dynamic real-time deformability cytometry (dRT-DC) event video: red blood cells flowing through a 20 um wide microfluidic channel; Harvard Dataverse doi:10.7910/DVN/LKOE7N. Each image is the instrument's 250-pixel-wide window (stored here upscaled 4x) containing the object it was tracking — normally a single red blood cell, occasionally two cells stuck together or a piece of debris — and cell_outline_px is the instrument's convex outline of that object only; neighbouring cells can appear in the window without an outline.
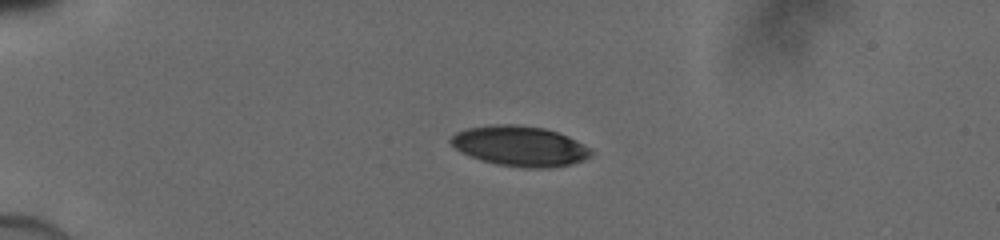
{"species": "human", "species_latin": "Homo sapiens", "temperature_condition": "cold", "stored_images_in_passage": 38, "camera_frame_rate_fps": 3000, "um_per_image_px": 0.085, "donor": {"sex": "male"}, "frame": {"image": 1, "passage_image": 1, "time_ms": 0.0, "image_size_px": [1000, 240], "cell_outline_px": [[592, 152], [584, 160], [572, 164], [548, 168], [520, 168], [496, 164], [480, 160], [460, 152], [448, 140], [456, 132], [468, 128], [496, 124], [516, 124], [544, 128], [568, 136], [588, 148]], "centroid_in_image_um": [44.15, 12.42], "position_along_channel_um": 40.8, "area_um2": 32.77}}
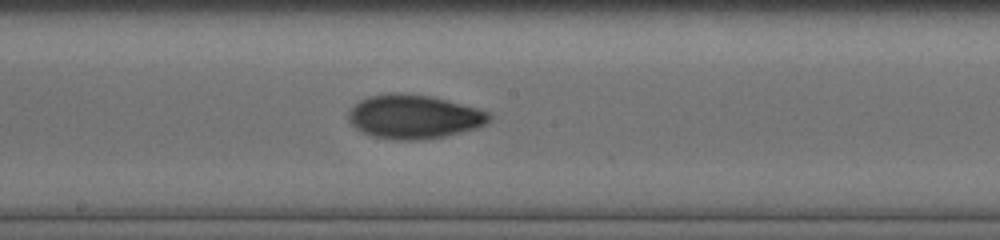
{"frame": {"image": 2, "passage_image": 17, "time_ms": 5.333, "image_size_px": [1000, 240], "cell_outline_px": [[492, 116], [488, 124], [476, 128], [444, 136], [420, 140], [396, 140], [372, 136], [356, 128], [348, 120], [348, 112], [360, 100], [368, 96], [388, 92], [404, 92], [432, 96], [492, 112]], "centroid_in_image_um": [35.21, 9.9], "position_along_channel_um": 213.0, "area_um2": 36.3}}
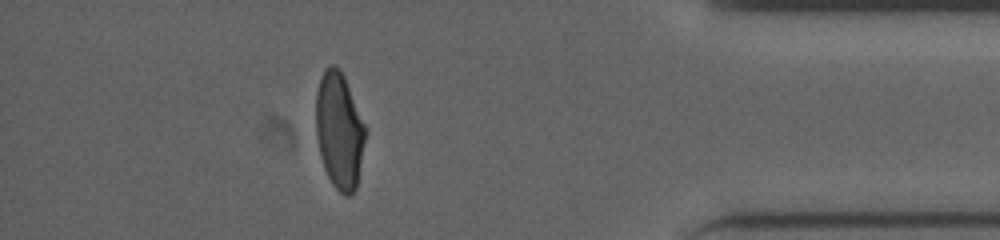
{"frame": {"image": 3, "passage_image": 33, "time_ms": 10.667, "image_size_px": [1000, 240], "cell_outline_px": [[364, 140], [356, 188], [348, 196], [344, 196], [332, 184], [324, 168], [320, 156], [316, 136], [316, 92], [320, 76], [324, 68], [332, 64], [336, 64], [340, 68], [344, 76], [364, 124]], "centroid_in_image_um": [28.79, 11.06], "position_along_channel_um": 406.4, "area_um2": 33.18}}